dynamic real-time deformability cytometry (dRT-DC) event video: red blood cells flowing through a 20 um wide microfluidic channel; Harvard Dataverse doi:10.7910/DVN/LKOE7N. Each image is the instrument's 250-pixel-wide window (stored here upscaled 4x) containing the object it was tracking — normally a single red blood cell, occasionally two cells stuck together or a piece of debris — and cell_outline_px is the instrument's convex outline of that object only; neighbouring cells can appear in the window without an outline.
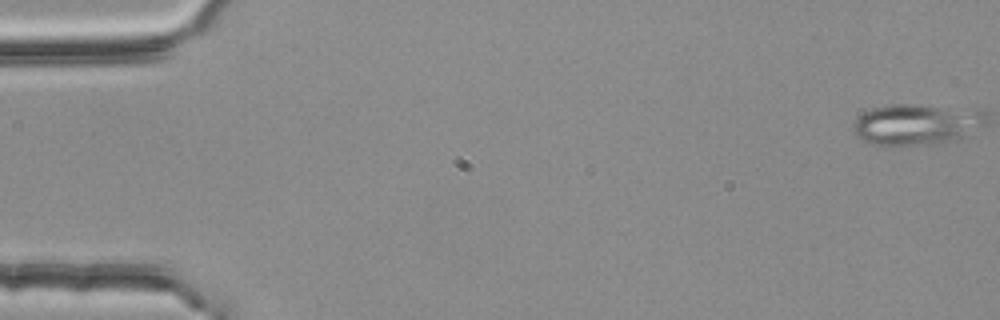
{"species": "common noctule bat (a hibernating species)", "species_latin": "Nyctalus noctula", "temperature_condition": "room temperature", "stored_images_in_passage": 2, "camera_frame_rate_fps": 3000, "um_per_image_px": 0.085, "animal": {"sex": "female", "body_mass_g": 25.1}, "frame": {"image": 1, "passage_image": 1, "time_ms": 0.0, "image_size_px": [1000, 320], "cell_outline_px": [[960, 140], [896, 148], [868, 144], [856, 136], [852, 124], [864, 112], [872, 108], [892, 104], [916, 104], [936, 108], [952, 116], [960, 124]], "centroid_in_image_um": [77.01, 10.72], "position_along_channel_um": 8.0, "area_um2": 26.88}}